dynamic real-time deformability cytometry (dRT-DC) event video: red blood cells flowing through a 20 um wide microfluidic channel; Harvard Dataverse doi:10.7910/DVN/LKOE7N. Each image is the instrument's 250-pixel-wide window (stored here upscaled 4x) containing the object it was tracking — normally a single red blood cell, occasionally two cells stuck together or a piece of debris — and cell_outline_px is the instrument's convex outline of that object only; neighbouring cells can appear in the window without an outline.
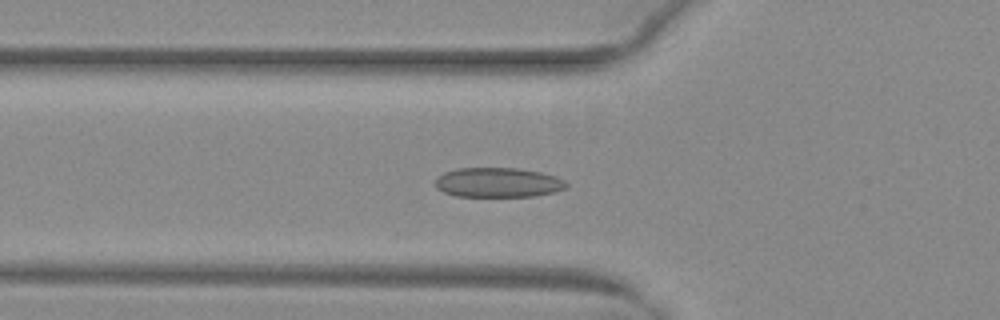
{"species": "common noctule bat (a hibernating species)", "species_latin": "Nyctalus noctula", "temperature_condition": "warm", "stored_images_in_passage": 22, "camera_frame_rate_fps": 3000, "um_per_image_px": 0.085, "animal": {"sex": "female", "body_mass_g": 29.2, "forearm_length_mm": 56.3}, "frame": {"image": 1, "passage_image": 14, "time_ms": 4.333, "image_size_px": [1000, 320], "cell_outline_px": [[568, 188], [556, 192], [536, 196], [456, 196], [444, 192], [436, 188], [436, 176], [444, 172], [456, 168], [516, 168], [540, 172], [556, 176], [564, 180], [568, 184]], "centroid_in_image_um": [42.35, 15.51], "position_along_channel_um": 83.4, "area_um2": 22.83}}
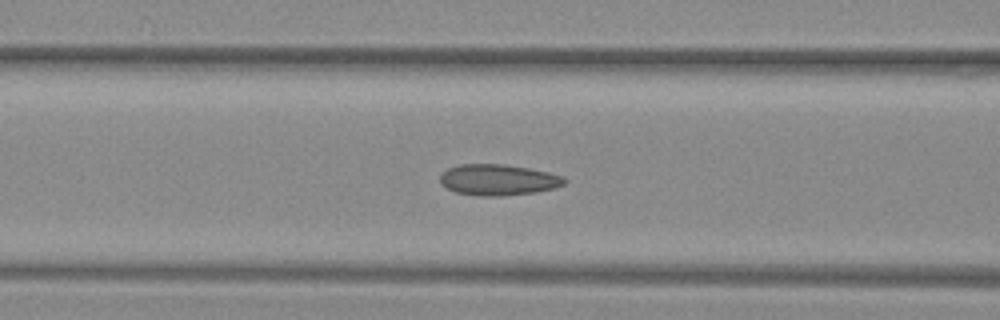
{"frame": {"image": 2, "passage_image": 17, "time_ms": 5.333, "image_size_px": [1000, 320], "cell_outline_px": [[568, 180], [564, 184], [552, 188], [536, 192], [500, 196], [480, 196], [456, 192], [440, 184], [440, 176], [448, 168], [460, 164], [504, 164], [528, 168], [548, 172], [564, 176]], "centroid_in_image_um": [42.35, 15.28], "position_along_channel_um": 124.2, "area_um2": 22.43}}
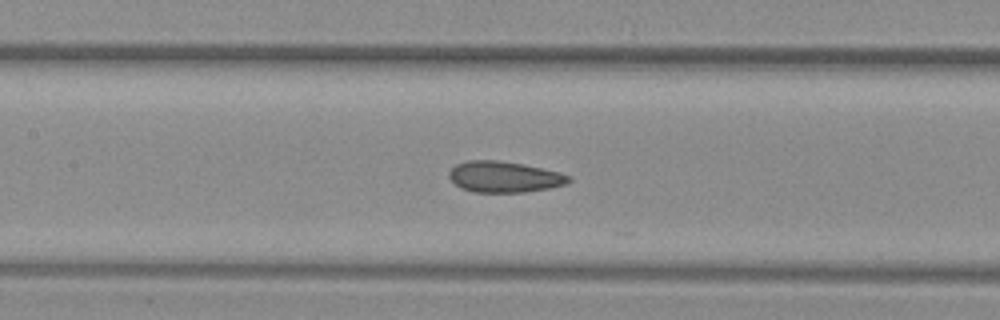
{"frame": {"image": 3, "passage_image": 20, "time_ms": 6.333, "image_size_px": [1000, 320], "cell_outline_px": [[572, 180], [568, 184], [548, 188], [524, 192], [472, 192], [460, 188], [448, 176], [448, 172], [456, 164], [468, 160], [496, 160], [524, 164], [560, 172], [572, 176]], "centroid_in_image_um": [42.88, 15.03], "position_along_channel_um": 164.5, "area_um2": 21.79}}